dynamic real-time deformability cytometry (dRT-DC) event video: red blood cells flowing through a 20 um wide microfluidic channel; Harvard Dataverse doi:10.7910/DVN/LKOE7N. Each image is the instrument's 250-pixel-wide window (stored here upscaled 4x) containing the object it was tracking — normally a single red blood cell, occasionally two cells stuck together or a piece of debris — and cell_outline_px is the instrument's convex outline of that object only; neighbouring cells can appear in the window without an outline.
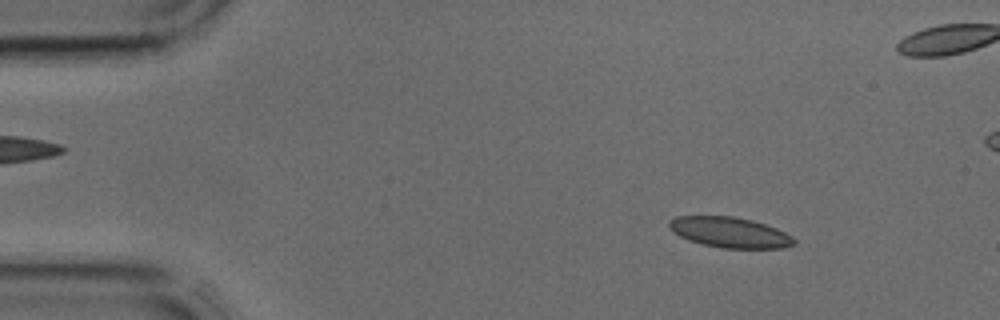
{"species": "common noctule bat (a hibernating species)", "species_latin": "Nyctalus noctula", "temperature_condition": "cold", "stored_images_in_passage": 4, "camera_frame_rate_fps": 3000, "um_per_image_px": 0.085, "animal": {"sex": "male", "body_mass_g": 17.9, "forearm_length_mm": 54.2}, "frame": {"image": 1, "passage_image": 1, "time_ms": 0.0, "image_size_px": [1000, 320], "cell_outline_px": [[796, 244], [784, 248], [724, 248], [704, 244], [688, 240], [672, 232], [668, 228], [668, 220], [676, 216], [732, 216], [752, 220], [776, 228], [792, 236], [796, 240]], "centroid_in_image_um": [62.01, 19.75], "position_along_channel_um": 23.0, "area_um2": 22.25}}